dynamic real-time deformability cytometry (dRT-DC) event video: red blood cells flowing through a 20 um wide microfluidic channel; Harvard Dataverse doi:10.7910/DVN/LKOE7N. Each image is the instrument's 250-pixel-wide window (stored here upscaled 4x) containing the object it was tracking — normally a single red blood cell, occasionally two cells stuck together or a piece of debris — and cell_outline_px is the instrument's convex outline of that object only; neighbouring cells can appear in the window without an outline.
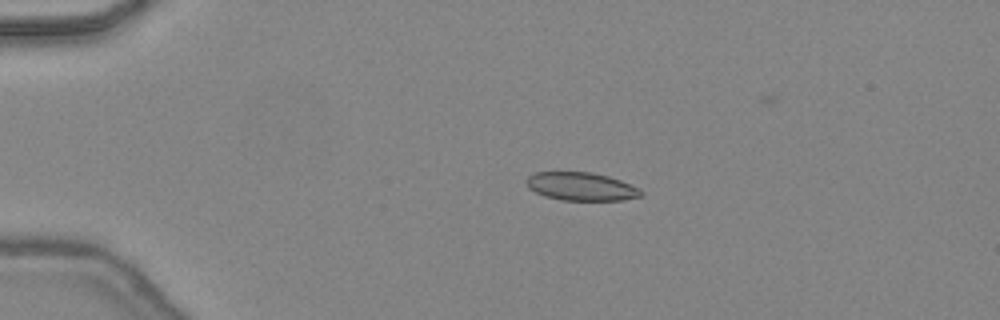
{"species": "common noctule bat (a hibernating species)", "species_latin": "Nyctalus noctula", "temperature_condition": "warm", "stored_images_in_passage": 46, "camera_frame_rate_fps": 3000, "um_per_image_px": 0.085, "animal": {"sex": "female", "body_mass_g": 24.6, "forearm_length_mm": 56.2}, "frame": {"image": 1, "passage_image": 10, "time_ms": 3.0, "image_size_px": [1000, 320], "cell_outline_px": [[644, 196], [624, 200], [560, 200], [544, 196], [528, 188], [524, 180], [528, 176], [536, 172], [588, 172], [608, 176], [620, 180], [644, 192]], "centroid_in_image_um": [49.37, 15.86], "position_along_channel_um": 35.6, "area_um2": 18.84}}
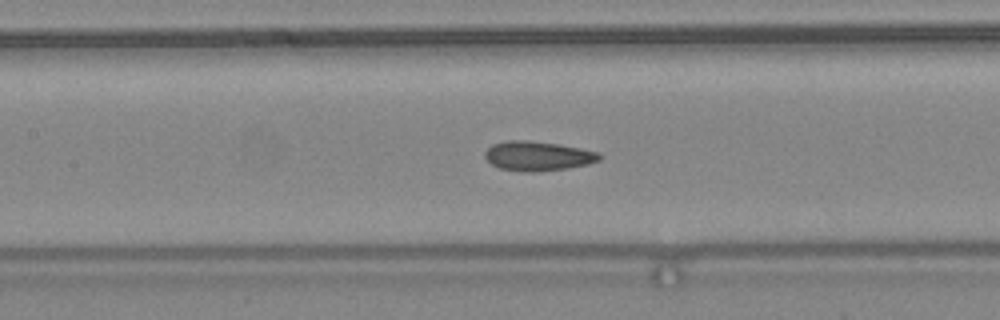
{"frame": {"image": 2, "passage_image": 22, "time_ms": 7.0, "image_size_px": [1000, 320], "cell_outline_px": [[600, 160], [588, 164], [568, 168], [536, 172], [524, 172], [500, 168], [492, 164], [484, 156], [484, 152], [492, 144], [504, 140], [528, 140], [560, 144], [600, 152]], "centroid_in_image_um": [45.71, 13.25], "position_along_channel_um": 161.7, "area_um2": 19.83}}
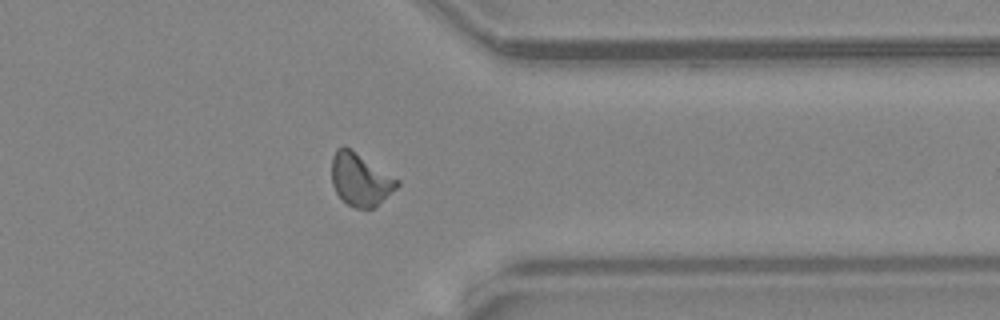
{"frame": {"image": 3, "passage_image": 37, "time_ms": 12.0, "image_size_px": [1000, 320], "cell_outline_px": [[400, 184], [396, 188], [372, 208], [356, 208], [348, 204], [336, 192], [332, 184], [332, 156], [336, 148], [344, 144], [352, 148], [400, 180]], "centroid_in_image_um": [30.61, 15.19], "position_along_channel_um": 380.8, "area_um2": 20.11}, "authors_computed_cell_mechanics": {"area_um2": 19.2474, "velocity_mm_per_s": 4.4697, "shape_relaxation_time_tau1_ms": null, "shape_relaxation_time_tau2_ms": 1.6457, "deformation_change_tau1": null, "deformation_change_tau2": 0.0626}}